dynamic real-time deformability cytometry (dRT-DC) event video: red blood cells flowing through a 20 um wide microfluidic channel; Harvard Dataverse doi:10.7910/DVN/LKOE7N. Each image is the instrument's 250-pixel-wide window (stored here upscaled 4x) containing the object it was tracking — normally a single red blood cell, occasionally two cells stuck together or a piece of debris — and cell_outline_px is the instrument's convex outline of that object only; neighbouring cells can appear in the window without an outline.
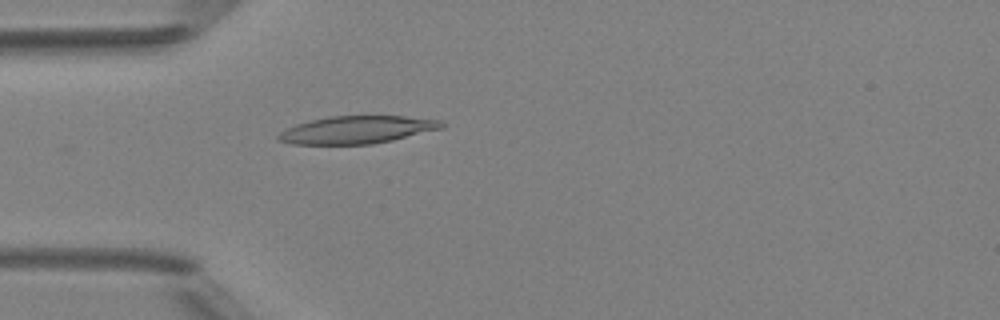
{"species": "Egyptian fruit bat (a non-hibernating species)", "species_latin": "Rousettus aegyptiacus", "temperature_condition": "room temperature", "stored_images_in_passage": 40, "camera_frame_rate_fps": 3000, "um_per_image_px": 0.085, "animal": {"sex": "female"}, "frame": {"image": 1, "passage_image": 6, "time_ms": 1.667, "image_size_px": [1000, 320], "cell_outline_px": [[448, 124], [444, 128], [392, 140], [372, 144], [292, 144], [276, 140], [276, 136], [280, 132], [296, 124], [328, 116], [404, 116], [440, 120]], "centroid_in_image_um": [30.36, 11.03], "position_along_channel_um": 54.6, "area_um2": 26.3}}
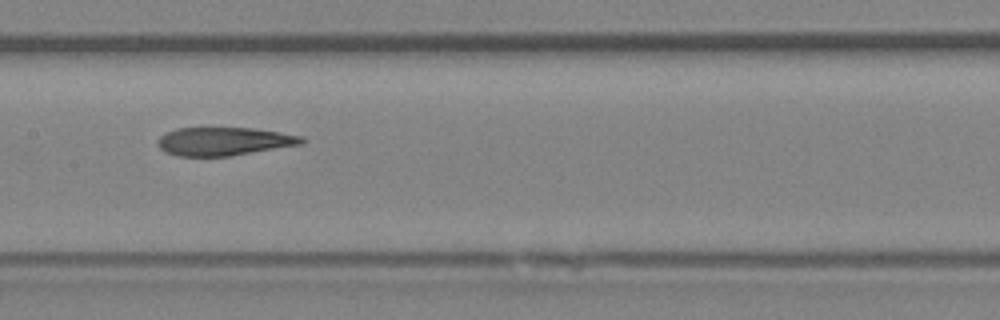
{"frame": {"image": 2, "passage_image": 16, "time_ms": 5.0, "image_size_px": [1000, 320], "cell_outline_px": [[304, 144], [228, 156], [176, 156], [164, 152], [156, 144], [156, 140], [160, 136], [176, 128], [252, 128], [280, 132], [304, 136]], "centroid_in_image_um": [19.02, 12.02], "position_along_channel_um": 188.4, "area_um2": 23.81}}
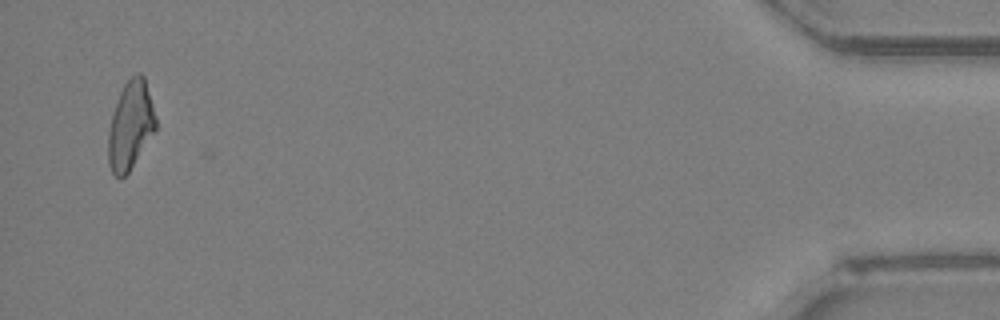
{"frame": {"image": 3, "passage_image": 39, "time_ms": 12.667, "image_size_px": [1000, 320], "cell_outline_px": [[156, 128], [128, 172], [124, 176], [116, 176], [112, 172], [108, 164], [108, 132], [112, 112], [120, 92], [124, 84], [136, 72], [140, 72], [144, 76], [156, 116]], "centroid_in_image_um": [11.08, 10.62], "position_along_channel_um": 424.1, "area_um2": 24.16}, "authors_computed_cell_mechanics": {"area_um2": 24.8251, "velocity_mm_per_s": 4.2075, "shape_relaxation_time_tau1_ms": null, "shape_relaxation_time_tau2_ms": 5.0604, "deformation_change_tau1": null, "deformation_change_tau2": 0.1569}}